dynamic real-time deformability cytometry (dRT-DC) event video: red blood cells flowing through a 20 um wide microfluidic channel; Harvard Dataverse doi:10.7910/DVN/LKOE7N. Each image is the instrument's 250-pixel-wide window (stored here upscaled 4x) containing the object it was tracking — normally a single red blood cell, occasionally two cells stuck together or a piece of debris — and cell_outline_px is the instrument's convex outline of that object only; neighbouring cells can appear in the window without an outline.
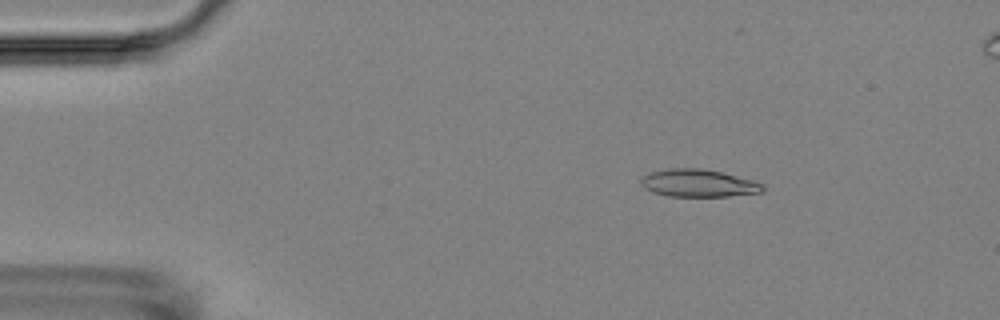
{"species": "Egyptian fruit bat (a non-hibernating species)", "species_latin": "Rousettus aegyptiacus", "temperature_condition": "room temperature", "stored_images_in_passage": 4, "camera_frame_rate_fps": 3000, "um_per_image_px": 0.085, "animal": {"sex": "female"}, "frame": {"image": 1, "passage_image": 1, "time_ms": 0.0, "image_size_px": [1000, 320], "cell_outline_px": [[764, 192], [728, 196], [668, 196], [652, 192], [644, 188], [640, 184], [640, 176], [648, 172], [668, 168], [700, 168], [720, 172], [752, 180], [764, 184]], "centroid_in_image_um": [59.3, 15.56], "position_along_channel_um": 25.7, "area_um2": 19.71}}